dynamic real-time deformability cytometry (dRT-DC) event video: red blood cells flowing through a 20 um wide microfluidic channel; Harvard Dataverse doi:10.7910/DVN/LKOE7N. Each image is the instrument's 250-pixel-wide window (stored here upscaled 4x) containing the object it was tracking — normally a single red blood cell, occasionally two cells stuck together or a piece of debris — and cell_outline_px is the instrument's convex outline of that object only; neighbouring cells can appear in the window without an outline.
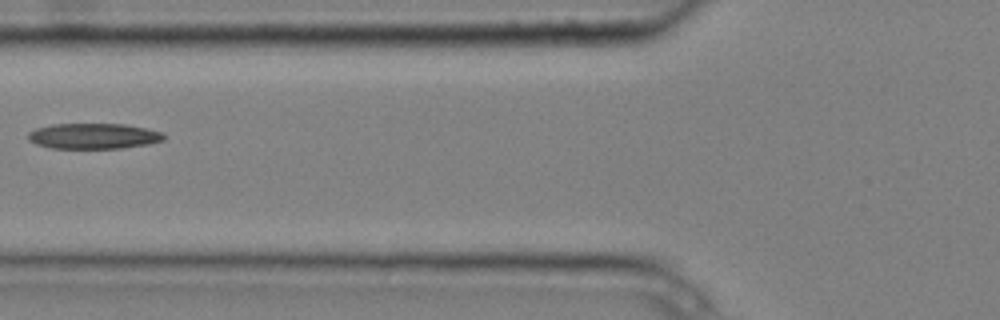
{"species": "common noctule bat (a hibernating species)", "species_latin": "Nyctalus noctula", "temperature_condition": "cold", "stored_images_in_passage": 6, "camera_frame_rate_fps": 3000, "um_per_image_px": 0.085, "animal": {"sex": "male", "body_mass_g": 20.4}, "frame": {"image": 1, "passage_image": 6, "time_ms": 1.667, "image_size_px": [1000, 320], "cell_outline_px": [[164, 140], [148, 144], [120, 148], [52, 148], [36, 144], [28, 140], [28, 132], [36, 128], [52, 124], [124, 124], [148, 128], [164, 132]], "centroid_in_image_um": [7.96, 11.56], "position_along_channel_um": 117.8, "area_um2": 20.29}}